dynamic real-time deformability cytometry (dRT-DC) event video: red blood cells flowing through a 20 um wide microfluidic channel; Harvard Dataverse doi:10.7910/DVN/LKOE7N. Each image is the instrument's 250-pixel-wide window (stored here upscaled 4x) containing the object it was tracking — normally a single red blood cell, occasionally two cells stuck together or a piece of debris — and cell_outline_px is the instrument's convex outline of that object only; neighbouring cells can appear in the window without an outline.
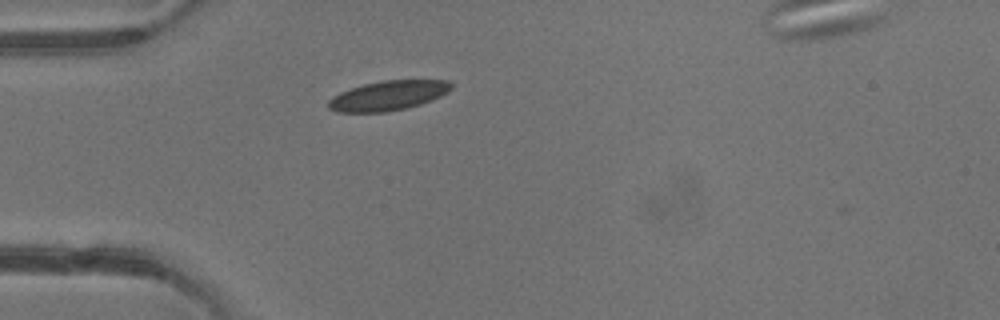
{"species": "common noctule bat (a hibernating species)", "species_latin": "Nyctalus noctula", "temperature_condition": "warm", "stored_images_in_passage": 2, "camera_frame_rate_fps": 3000, "um_per_image_px": 0.085, "animal": {"sex": "male", "body_mass_g": 13.3}, "frame": {"image": 1, "passage_image": 2, "time_ms": 2.0, "image_size_px": [1000, 320], "cell_outline_px": [[452, 88], [448, 92], [432, 100], [408, 108], [384, 112], [336, 112], [328, 108], [328, 100], [332, 96], [340, 92], [364, 84], [384, 80], [448, 80], [452, 84]], "centroid_in_image_um": [32.99, 8.13], "position_along_channel_um": 52.0, "area_um2": 21.27}}